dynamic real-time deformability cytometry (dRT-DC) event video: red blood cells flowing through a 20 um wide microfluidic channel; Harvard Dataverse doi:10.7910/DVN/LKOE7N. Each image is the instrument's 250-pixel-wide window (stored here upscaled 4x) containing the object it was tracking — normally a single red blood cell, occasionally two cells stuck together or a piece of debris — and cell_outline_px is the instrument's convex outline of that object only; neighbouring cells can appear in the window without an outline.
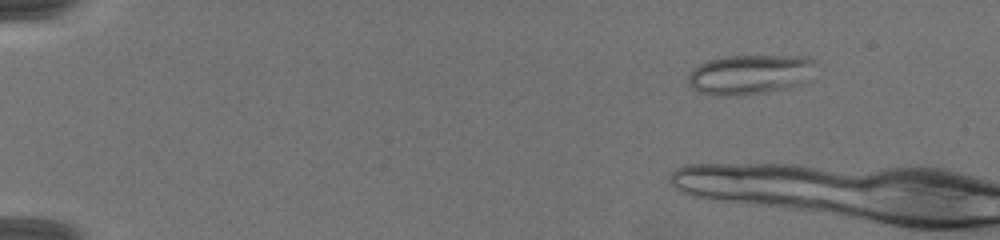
{"species": "common noctule bat (a hibernating species)", "species_latin": "Nyctalus noctula", "temperature_condition": "warm", "stored_images_in_passage": 3, "camera_frame_rate_fps": 3000, "um_per_image_px": 0.085, "animal": {"sex": "female", "body_mass_g": 19.5, "forearm_length_mm": 54.1}, "frame": {"image": 1, "passage_image": 1, "time_ms": 0.0, "image_size_px": [1000, 240], "cell_outline_px": [[816, 60], [796, 84], [784, 88], [764, 92], [740, 96], [724, 96], [700, 92], [692, 88], [688, 84], [688, 76], [700, 64], [708, 60], [728, 56], [808, 56]], "centroid_in_image_um": [63.61, 6.32], "position_along_channel_um": 21.4, "area_um2": 28.5}}